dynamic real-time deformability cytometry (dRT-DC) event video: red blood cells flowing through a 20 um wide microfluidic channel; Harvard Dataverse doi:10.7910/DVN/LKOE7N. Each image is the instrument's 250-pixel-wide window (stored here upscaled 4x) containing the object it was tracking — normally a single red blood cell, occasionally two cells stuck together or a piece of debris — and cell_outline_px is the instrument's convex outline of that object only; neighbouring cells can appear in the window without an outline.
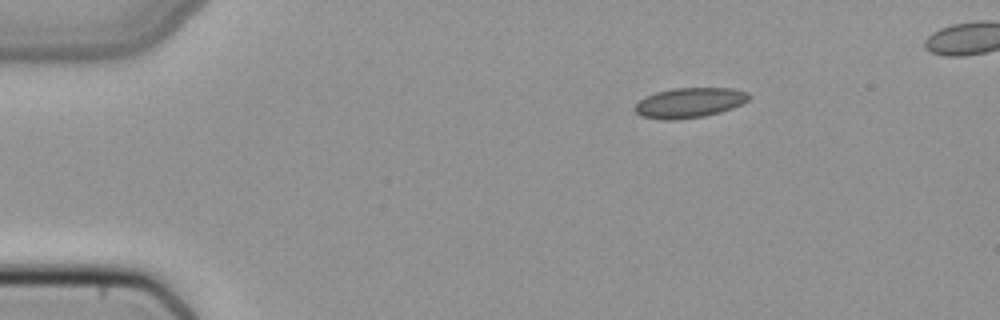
{"species": "common noctule bat (a hibernating species)", "species_latin": "Nyctalus noctula", "temperature_condition": "cold", "stored_images_in_passage": 41, "camera_frame_rate_fps": 3000, "um_per_image_px": 0.085, "animal": {"sex": "female", "body_mass_g": 22.7, "forearm_length_mm": 54.2}, "frame": {"image": 1, "passage_image": 1, "time_ms": 0.0, "image_size_px": [1000, 320], "cell_outline_px": [[752, 96], [748, 100], [732, 108], [720, 112], [704, 116], [676, 120], [664, 120], [640, 116], [632, 108], [644, 96], [656, 92], [672, 88], [732, 88], [748, 92]], "centroid_in_image_um": [58.58, 8.73], "position_along_channel_um": 26.4, "area_um2": 20.11}}
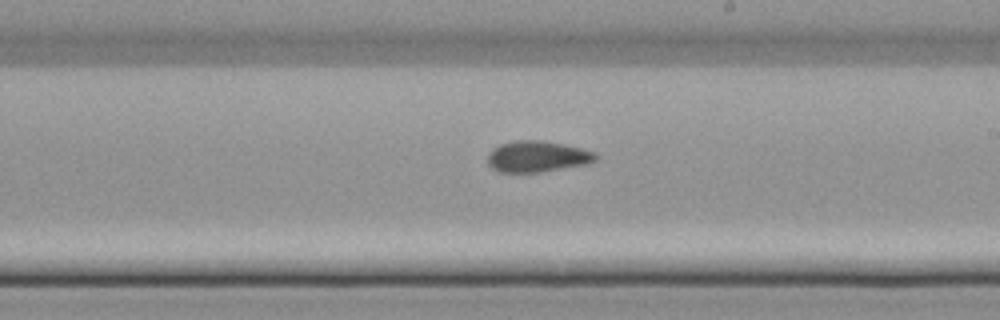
{"frame": {"image": 2, "passage_image": 22, "time_ms": 7.0, "image_size_px": [1000, 320], "cell_outline_px": [[596, 160], [588, 164], [540, 172], [496, 172], [488, 164], [488, 152], [492, 148], [500, 144], [516, 140], [544, 140], [564, 144], [596, 152]], "centroid_in_image_um": [45.65, 13.3], "position_along_channel_um": 243.4, "area_um2": 19.77}}
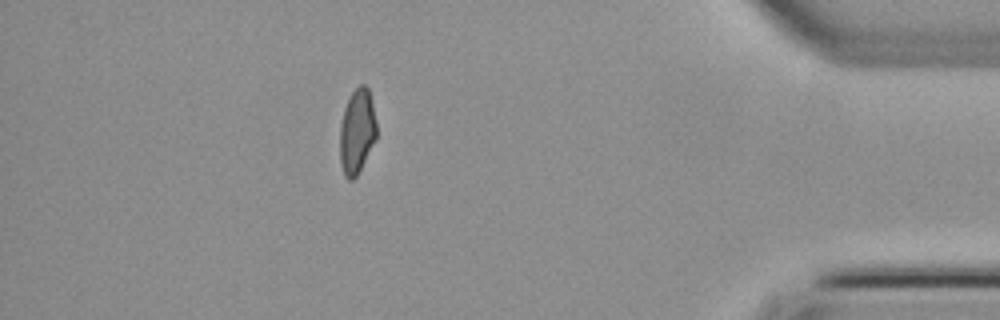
{"frame": {"image": 3, "passage_image": 37, "time_ms": 12.0, "image_size_px": [1000, 320], "cell_outline_px": [[376, 140], [356, 176], [352, 180], [348, 180], [344, 176], [340, 164], [340, 124], [344, 108], [352, 92], [360, 84], [364, 84], [368, 88], [376, 120]], "centroid_in_image_um": [30.33, 11.19], "position_along_channel_um": 404.9, "area_um2": 18.09}}